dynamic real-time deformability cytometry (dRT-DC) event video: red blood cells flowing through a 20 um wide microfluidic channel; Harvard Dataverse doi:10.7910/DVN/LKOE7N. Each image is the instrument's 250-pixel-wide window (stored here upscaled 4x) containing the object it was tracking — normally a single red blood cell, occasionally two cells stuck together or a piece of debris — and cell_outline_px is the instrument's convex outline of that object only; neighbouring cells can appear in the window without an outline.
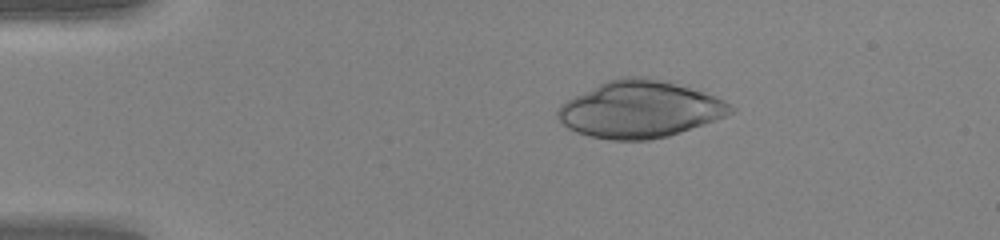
{"species": "human", "species_latin": "Homo sapiens", "temperature_condition": "warm", "stored_images_in_passage": 40, "camera_frame_rate_fps": 3000, "um_per_image_px": 0.085, "donor": {"sex": "female"}, "frame": {"image": 1, "passage_image": 1, "time_ms": 0.0, "image_size_px": [1000, 240], "cell_outline_px": [[736, 108], [732, 112], [716, 120], [668, 136], [648, 140], [612, 140], [588, 136], [576, 132], [568, 128], [556, 116], [556, 108], [560, 104], [608, 80], [620, 76], [648, 76], [676, 80], [724, 100]], "centroid_in_image_um": [54.43, 9.26], "position_along_channel_um": 30.6, "area_um2": 57.86}}
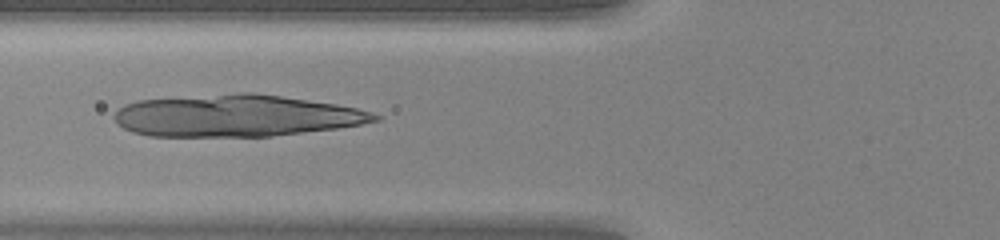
{"frame": {"image": 2, "passage_image": 11, "time_ms": 3.333, "image_size_px": [1000, 240], "cell_outline_px": [[384, 116], [380, 120], [360, 124], [336, 128], [272, 136], [148, 136], [132, 132], [116, 124], [112, 116], [116, 108], [124, 104], [136, 100], [236, 92], [252, 92], [336, 104], [356, 108], [372, 112]], "centroid_in_image_um": [20.0, 9.83], "position_along_channel_um": 105.8, "area_um2": 63.93}}
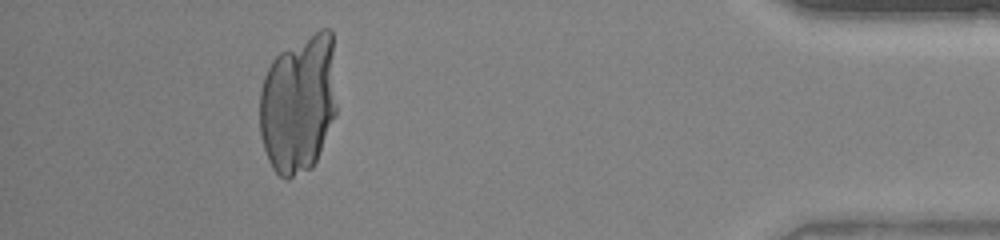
{"frame": {"image": 3, "passage_image": 36, "time_ms": 11.667, "image_size_px": [1000, 240], "cell_outline_px": [[336, 116], [316, 160], [312, 168], [288, 180], [284, 180], [272, 168], [268, 160], [260, 136], [260, 92], [264, 76], [272, 60], [280, 52], [320, 28], [328, 28], [332, 32], [336, 104]], "centroid_in_image_um": [25.37, 8.84], "position_along_channel_um": 409.8, "area_um2": 62.83}}